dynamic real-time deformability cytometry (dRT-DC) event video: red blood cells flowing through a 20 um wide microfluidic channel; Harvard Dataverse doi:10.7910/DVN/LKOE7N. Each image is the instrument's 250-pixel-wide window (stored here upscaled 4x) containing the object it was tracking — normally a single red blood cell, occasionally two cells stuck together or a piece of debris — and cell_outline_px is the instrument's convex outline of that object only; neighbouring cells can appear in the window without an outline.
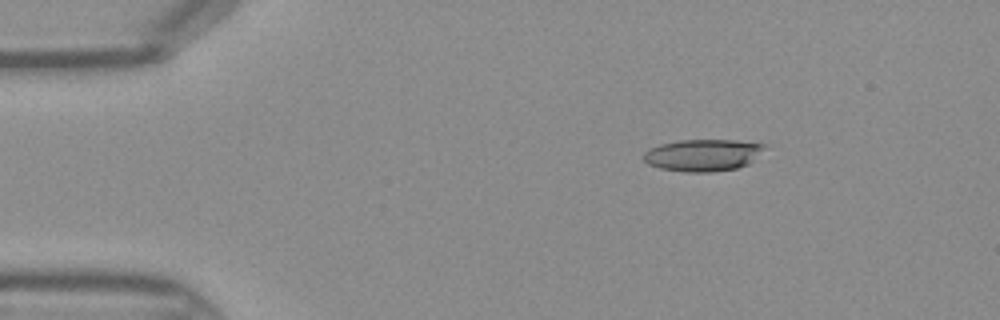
{"species": "Egyptian fruit bat (a non-hibernating species)", "species_latin": "Rousettus aegyptiacus", "temperature_condition": "warm", "stored_images_in_passage": 39, "camera_frame_rate_fps": 3000, "um_per_image_px": 0.085, "frame": {"image": 1, "passage_image": 1, "time_ms": 0.0, "image_size_px": [1000, 320], "cell_outline_px": [[768, 144], [748, 164], [736, 168], [712, 172], [684, 172], [660, 168], [648, 164], [644, 160], [644, 152], [648, 148], [660, 144], [680, 140], [736, 140]], "centroid_in_image_um": [59.72, 13.18], "position_along_channel_um": 25.3, "area_um2": 22.48}}
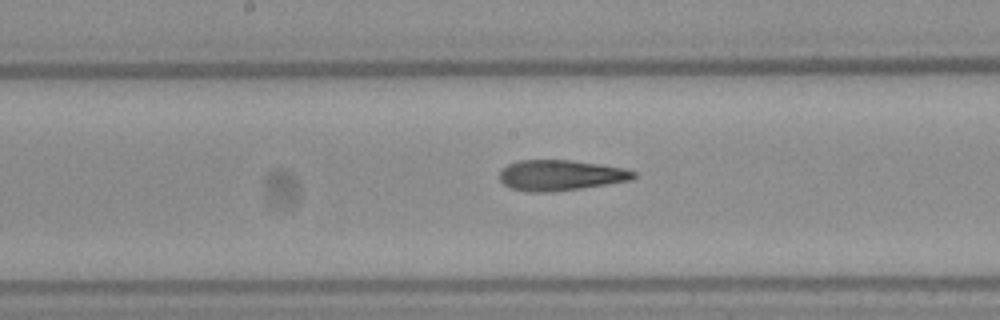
{"frame": {"image": 2, "passage_image": 17, "time_ms": 5.333, "image_size_px": [1000, 320], "cell_outline_px": [[636, 176], [632, 180], [580, 188], [552, 192], [528, 192], [512, 188], [504, 184], [500, 180], [500, 172], [508, 164], [520, 160], [572, 160], [600, 164], [624, 168], [636, 172]], "centroid_in_image_um": [47.66, 14.89], "position_along_channel_um": 200.5, "area_um2": 23.81}}
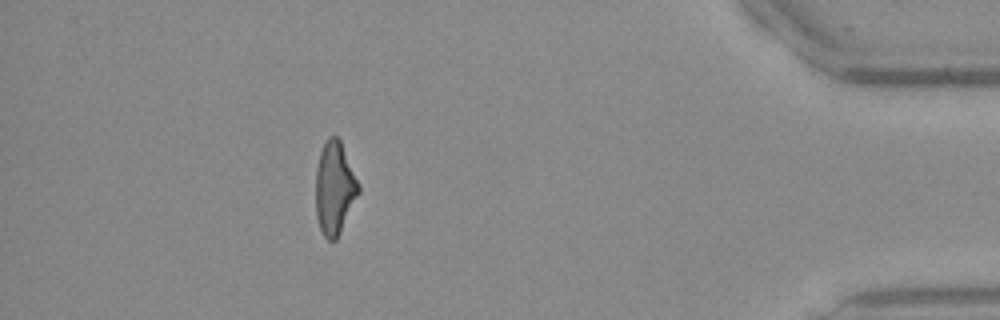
{"frame": {"image": 3, "passage_image": 34, "time_ms": 11.0, "image_size_px": [1000, 320], "cell_outline_px": [[360, 192], [336, 240], [328, 240], [324, 236], [320, 228], [316, 216], [316, 168], [320, 152], [328, 136], [336, 136], [340, 140], [360, 184]], "centroid_in_image_um": [28.44, 15.98], "position_along_channel_um": 406.8, "area_um2": 23.12}}